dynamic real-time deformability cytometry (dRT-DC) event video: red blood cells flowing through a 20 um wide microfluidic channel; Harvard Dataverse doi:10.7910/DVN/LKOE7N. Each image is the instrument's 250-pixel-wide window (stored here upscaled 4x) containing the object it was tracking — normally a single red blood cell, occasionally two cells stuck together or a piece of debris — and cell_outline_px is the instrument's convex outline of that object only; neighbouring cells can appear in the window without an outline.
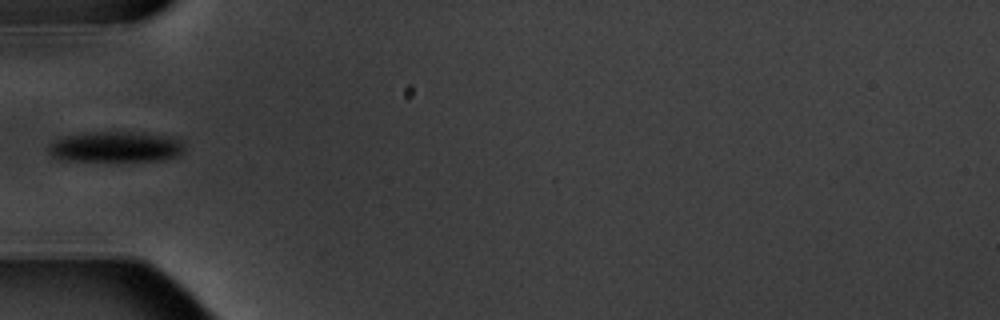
{"species": "common noctule bat (a hibernating species)", "species_latin": "Nyctalus noctula", "temperature_condition": "warm", "stored_images_in_passage": 5, "camera_frame_rate_fps": 3000, "um_per_image_px": 0.085, "animal": {"sex": "male", "body_mass_g": 20.1, "forearm_length_mm": 53.5}, "frame": {"image": 1, "passage_image": 5, "time_ms": 4.667, "image_size_px": [1000, 320], "cell_outline_px": [[184, 152], [176, 156], [164, 160], [64, 160], [52, 156], [48, 152], [48, 144], [56, 140], [68, 136], [84, 132], [128, 132], [160, 136], [180, 140], [184, 144]], "centroid_in_image_um": [9.8, 12.49], "position_along_channel_um": 75.2, "area_um2": 23.7}}